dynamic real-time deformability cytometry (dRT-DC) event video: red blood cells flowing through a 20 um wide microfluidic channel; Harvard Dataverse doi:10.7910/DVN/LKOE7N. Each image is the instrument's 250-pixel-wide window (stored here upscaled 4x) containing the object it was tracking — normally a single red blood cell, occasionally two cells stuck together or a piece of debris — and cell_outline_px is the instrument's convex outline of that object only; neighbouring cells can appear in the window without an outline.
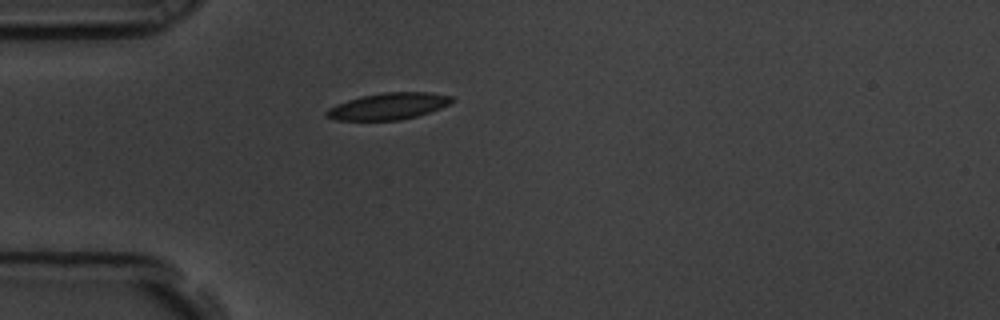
{"species": "common noctule bat (a hibernating species)", "species_latin": "Nyctalus noctula", "temperature_condition": "room temperature", "stored_images_in_passage": 42, "camera_frame_rate_fps": 3000, "um_per_image_px": 0.085, "animal": {"sex": "male", "body_mass_g": 19.5, "forearm_length_mm": 54.6}, "frame": {"image": 1, "passage_image": 1, "time_ms": 0.0, "image_size_px": [1000, 320], "cell_outline_px": [[456, 100], [440, 108], [416, 116], [400, 120], [336, 120], [324, 116], [324, 112], [328, 108], [336, 104], [360, 96], [384, 92], [428, 92], [452, 96]], "centroid_in_image_um": [32.98, 9.02], "position_along_channel_um": 52.0, "area_um2": 19.48}}
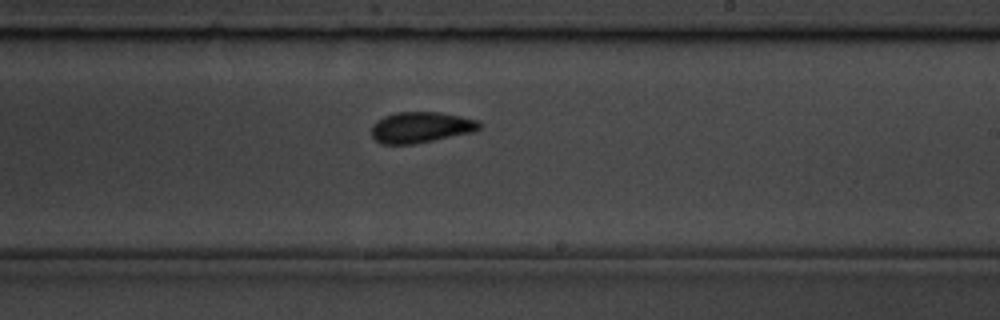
{"frame": {"image": 2, "passage_image": 19, "time_ms": 6.0, "image_size_px": [1000, 320], "cell_outline_px": [[480, 128], [476, 132], [416, 144], [380, 144], [372, 136], [372, 124], [376, 120], [384, 116], [396, 112], [440, 112], [480, 120]], "centroid_in_image_um": [35.8, 10.83], "position_along_channel_um": 253.2, "area_um2": 19.77}}
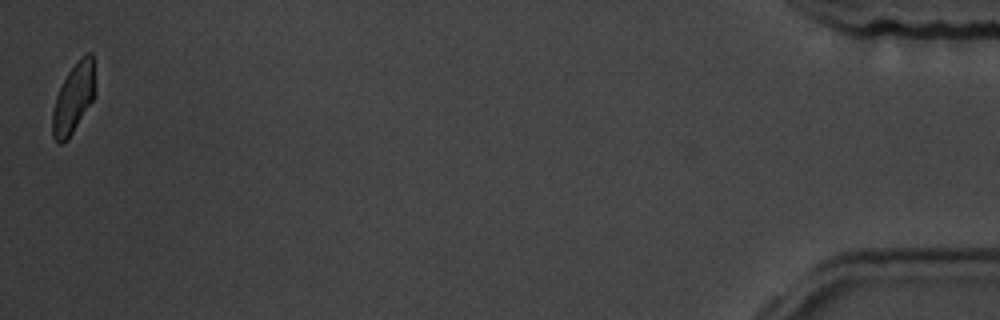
{"frame": {"image": 3, "passage_image": 42, "time_ms": 13.667, "image_size_px": [1000, 320], "cell_outline_px": [[96, 92], [92, 100], [72, 132], [60, 144], [52, 136], [52, 112], [56, 96], [68, 72], [88, 52], [92, 52]], "centroid_in_image_um": [6.25, 8.34], "position_along_channel_um": 428.9, "area_um2": 16.76}, "authors_computed_cell_mechanics": {"area_um2": 18.8428, "velocity_mm_per_s": 3.5267, "shape_relaxation_time_tau1_ms": 2.2476, "shape_relaxation_time_tau2_ms": 1.8309, "deformation_change_tau1": 0.1063, "deformation_change_tau2": 0.0772}}